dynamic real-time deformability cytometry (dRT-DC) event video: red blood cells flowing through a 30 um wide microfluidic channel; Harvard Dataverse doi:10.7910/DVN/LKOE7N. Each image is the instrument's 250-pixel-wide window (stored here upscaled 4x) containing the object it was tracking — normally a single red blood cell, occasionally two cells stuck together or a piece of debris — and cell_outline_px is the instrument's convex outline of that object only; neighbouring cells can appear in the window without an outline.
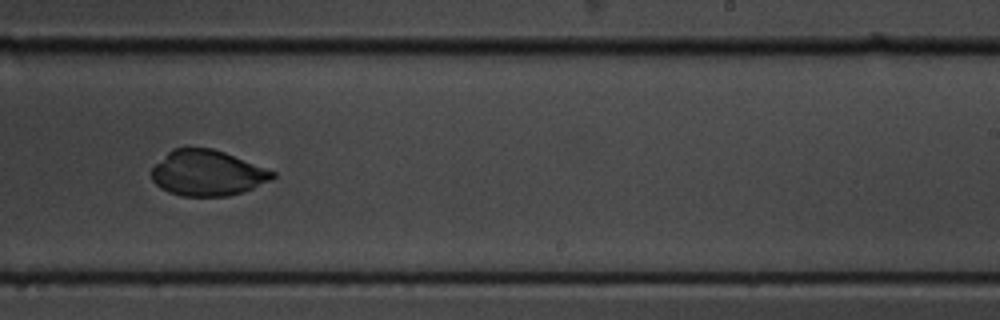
{"species": "common noctule bat (a hibernating species)", "species_latin": "Nyctalus noctula", "temperature_condition": "cold", "stored_images_in_passage": 38, "camera_frame_rate_fps": 3000, "um_per_image_px": 0.085, "animal": {"sex": "male", "body_mass_g": 19.5, "forearm_length_mm": 54.6}, "frame": {"image": 1, "passage_image": 18, "time_ms": 5.667, "image_size_px": [1000, 320], "cell_outline_px": [[276, 176], [272, 180], [244, 192], [228, 196], [180, 196], [168, 192], [160, 188], [152, 180], [152, 168], [172, 148], [212, 148], [224, 152], [276, 172]], "centroid_in_image_um": [17.64, 14.72], "position_along_channel_um": 271.4, "area_um2": 32.14}}
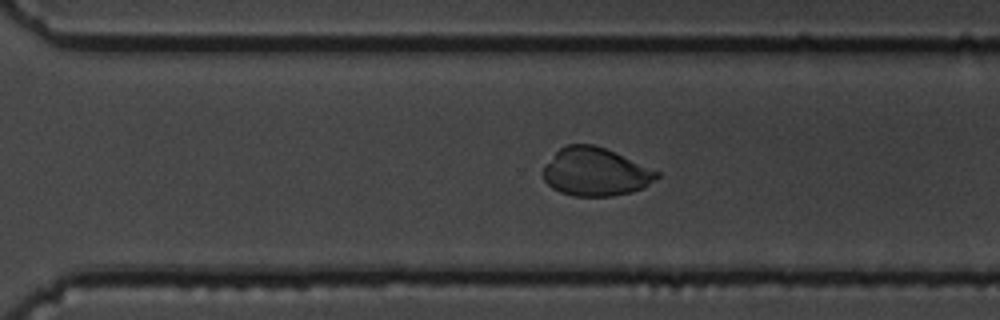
{"frame": {"image": 2, "passage_image": 22, "time_ms": 7.0, "image_size_px": [1000, 320], "cell_outline_px": [[660, 176], [644, 188], [632, 192], [612, 196], [572, 196], [560, 192], [552, 188], [544, 180], [544, 164], [564, 144], [592, 144], [604, 148], [660, 172]], "centroid_in_image_um": [50.6, 14.62], "position_along_channel_um": 320.0, "area_um2": 31.85}}